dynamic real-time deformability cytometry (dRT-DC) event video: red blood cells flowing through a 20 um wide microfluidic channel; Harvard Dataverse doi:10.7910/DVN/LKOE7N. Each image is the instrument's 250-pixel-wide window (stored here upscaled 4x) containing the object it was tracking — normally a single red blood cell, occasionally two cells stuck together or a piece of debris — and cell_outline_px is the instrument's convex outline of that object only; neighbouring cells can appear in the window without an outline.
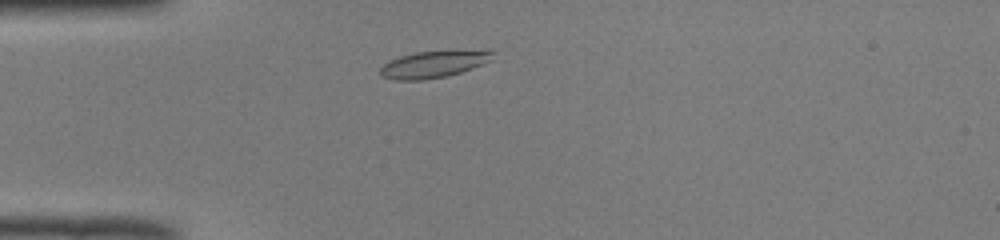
{"species": "common noctule bat (a hibernating species)", "species_latin": "Nyctalus noctula", "temperature_condition": "room temperature", "stored_images_in_passage": 39, "camera_frame_rate_fps": 3000, "um_per_image_px": 0.085, "animal": {"sex": "male", "body_mass_g": 19.0, "forearm_length_mm": 50.8}, "frame": {"image": 1, "passage_image": 2, "time_ms": 0.333, "image_size_px": [1000, 240], "cell_outline_px": [[496, 52], [492, 60], [484, 64], [448, 76], [424, 80], [396, 80], [380, 76], [380, 68], [384, 64], [400, 56], [416, 52], [448, 48], [488, 48]], "centroid_in_image_um": [37.02, 5.39], "position_along_channel_um": 48.0, "area_um2": 18.73}}
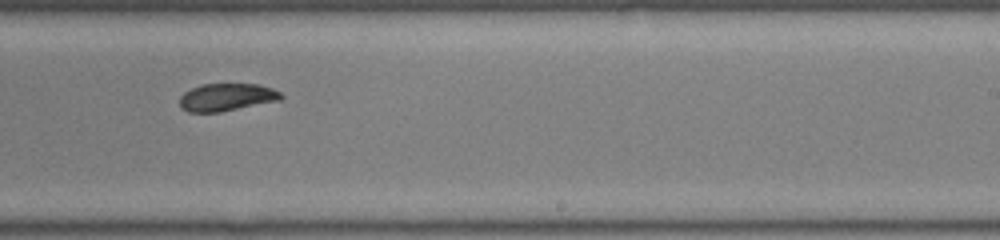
{"frame": {"image": 2, "passage_image": 20, "time_ms": 6.333, "image_size_px": [1000, 240], "cell_outline_px": [[284, 96], [280, 100], [220, 112], [188, 112], [180, 108], [180, 96], [184, 92], [200, 84], [260, 84], [272, 88], [280, 92]], "centroid_in_image_um": [19.26, 8.26], "position_along_channel_um": 269.7, "area_um2": 16.36}}
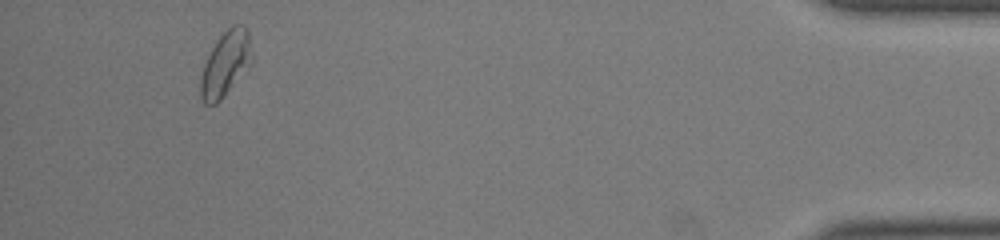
{"frame": {"image": 3, "passage_image": 36, "time_ms": 11.667, "image_size_px": [1000, 240], "cell_outline_px": [[252, 64], [220, 100], [216, 104], [204, 104], [200, 96], [200, 76], [204, 64], [212, 48], [220, 36], [232, 24], [244, 24], [248, 28], [252, 60]], "centroid_in_image_um": [19.18, 5.41], "position_along_channel_um": 416.0, "area_um2": 19.42}, "authors_computed_cell_mechanics": {"area_um2": 17.8024, "velocity_mm_per_s": 3.9663, "shape_relaxation_time_tau1_ms": 4.5137, "shape_relaxation_time_tau2_ms": 2.2508, "deformation_change_tau1": 0.1176, "deformation_change_tau2": 0.0682}}